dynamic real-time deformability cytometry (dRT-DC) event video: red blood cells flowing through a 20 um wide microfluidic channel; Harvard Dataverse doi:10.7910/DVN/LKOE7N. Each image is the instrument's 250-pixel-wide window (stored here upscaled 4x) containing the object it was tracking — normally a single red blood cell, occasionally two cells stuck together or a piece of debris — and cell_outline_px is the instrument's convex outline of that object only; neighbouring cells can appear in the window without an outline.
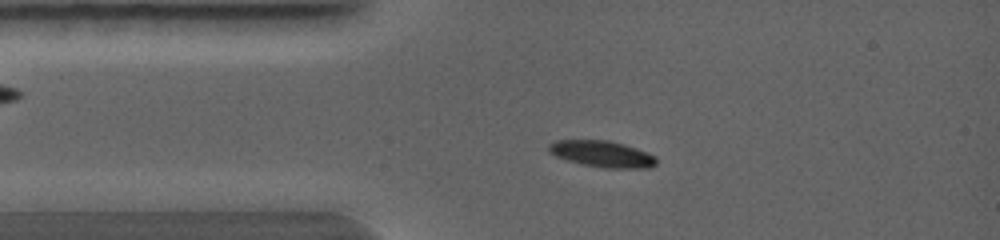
{"species": "common noctule bat (a hibernating species)", "species_latin": "Nyctalus noctula", "temperature_condition": "warm", "stored_images_in_passage": 4, "camera_frame_rate_fps": 5000, "um_per_image_px": 0.085, "animal": {"sex": "female", "body_mass_g": 19.0, "forearm_length_mm": 56.7}, "frame": {"image": 1, "passage_image": 3, "time_ms": 1.6, "image_size_px": [1000, 240], "cell_outline_px": [[656, 164], [652, 168], [604, 168], [580, 164], [556, 156], [548, 152], [548, 144], [556, 140], [608, 140], [624, 144], [648, 152], [656, 156]], "centroid_in_image_um": [51.19, 13.09], "position_along_channel_um": 33.8, "area_um2": 16.7}}
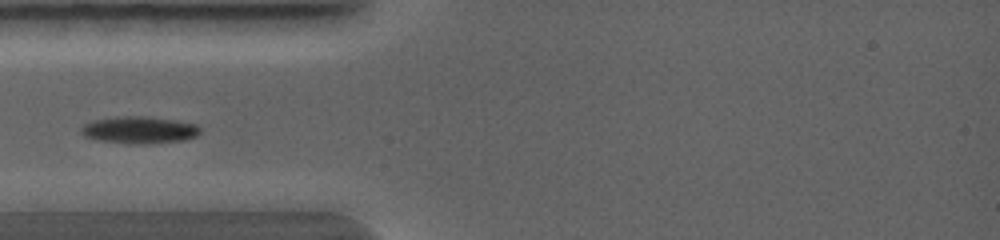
{"frame": {"image": 2, "passage_image": 4, "time_ms": 2.4, "image_size_px": [1000, 240], "cell_outline_px": [[200, 132], [196, 136], [184, 140], [136, 144], [100, 140], [84, 136], [80, 132], [80, 128], [84, 124], [92, 120], [116, 116], [148, 116], [176, 120], [196, 124], [200, 128]], "centroid_in_image_um": [11.82, 11.02], "position_along_channel_um": 73.2, "area_um2": 18.73}}